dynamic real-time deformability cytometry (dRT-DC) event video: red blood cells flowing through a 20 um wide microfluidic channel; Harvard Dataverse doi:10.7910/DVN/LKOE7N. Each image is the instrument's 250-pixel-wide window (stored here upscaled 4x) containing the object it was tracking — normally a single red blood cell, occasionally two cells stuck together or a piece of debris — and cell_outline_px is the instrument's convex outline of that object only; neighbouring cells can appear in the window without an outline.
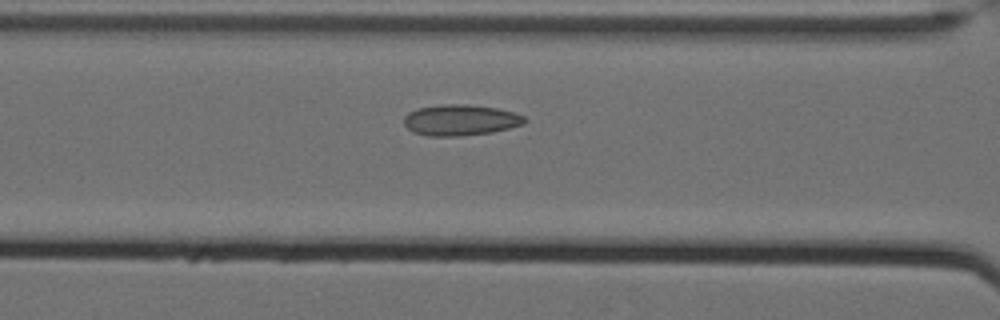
{"species": "Egyptian fruit bat (a non-hibernating species)", "species_latin": "Rousettus aegyptiacus", "temperature_condition": "cold", "stored_images_in_passage": 5, "camera_frame_rate_fps": 3000, "um_per_image_px": 0.085, "animal": {"sex": "female"}, "frame": {"image": 1, "passage_image": 3, "time_ms": 0.667, "image_size_px": [1000, 320], "cell_outline_px": [[528, 120], [524, 124], [492, 132], [456, 136], [428, 136], [412, 132], [404, 124], [404, 116], [408, 112], [416, 108], [444, 104], [468, 104], [496, 108], [512, 112], [524, 116]], "centroid_in_image_um": [39.11, 10.2], "position_along_channel_um": 127.5, "area_um2": 21.79}}